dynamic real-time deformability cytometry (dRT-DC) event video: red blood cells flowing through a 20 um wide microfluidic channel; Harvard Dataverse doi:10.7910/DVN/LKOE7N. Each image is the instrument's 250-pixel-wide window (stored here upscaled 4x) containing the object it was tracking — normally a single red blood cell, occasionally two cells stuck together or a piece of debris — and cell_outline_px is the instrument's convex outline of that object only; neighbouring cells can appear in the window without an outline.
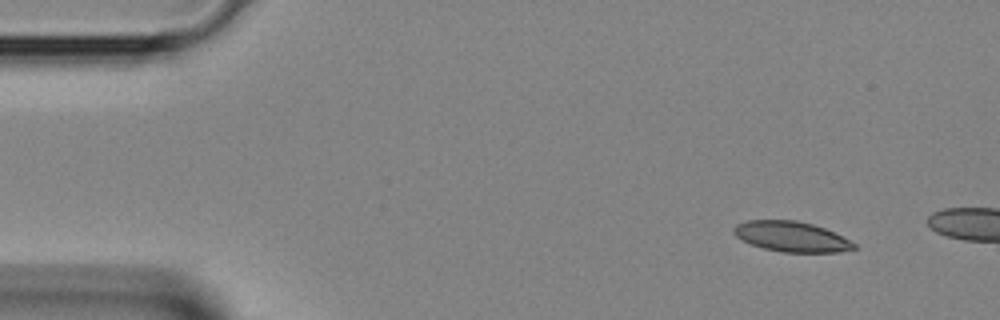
{"species": "Egyptian fruit bat (a non-hibernating species)", "species_latin": "Rousettus aegyptiacus", "temperature_condition": "room temperature", "stored_images_in_passage": 3, "camera_frame_rate_fps": 3000, "um_per_image_px": 0.085, "animal": {"sex": "female"}, "frame": {"image": 1, "passage_image": 1, "time_ms": 0.0, "image_size_px": [1000, 320], "cell_outline_px": [[856, 248], [840, 252], [784, 252], [764, 248], [752, 244], [736, 236], [732, 232], [732, 228], [736, 224], [748, 220], [796, 220], [812, 224], [824, 228], [856, 244]], "centroid_in_image_um": [67.24, 20.1], "position_along_channel_um": 17.8, "area_um2": 20.92}}